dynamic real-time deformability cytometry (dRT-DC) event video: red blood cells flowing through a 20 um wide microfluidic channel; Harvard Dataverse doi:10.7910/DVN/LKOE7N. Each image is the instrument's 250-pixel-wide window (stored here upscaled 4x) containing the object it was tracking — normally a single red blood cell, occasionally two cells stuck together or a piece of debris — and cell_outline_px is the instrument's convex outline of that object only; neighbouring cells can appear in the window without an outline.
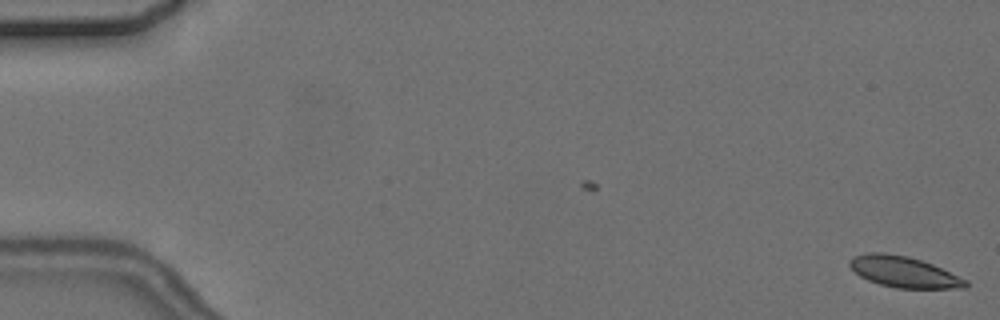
{"species": "common noctule bat (a hibernating species)", "species_latin": "Nyctalus noctula", "temperature_condition": "cold", "stored_images_in_passage": 2, "camera_frame_rate_fps": 3000, "um_per_image_px": 0.085, "animal": {"sex": "female", "body_mass_g": 24.6, "forearm_length_mm": 56.2}, "frame": {"image": 1, "passage_image": 2, "time_ms": 1.333, "image_size_px": [1000, 320], "cell_outline_px": [[968, 288], [896, 288], [880, 284], [868, 280], [860, 276], [848, 264], [848, 260], [852, 256], [868, 252], [884, 252], [908, 256], [932, 264], [968, 280]], "centroid_in_image_um": [76.81, 23.1], "position_along_channel_um": 8.2, "area_um2": 20.98}}